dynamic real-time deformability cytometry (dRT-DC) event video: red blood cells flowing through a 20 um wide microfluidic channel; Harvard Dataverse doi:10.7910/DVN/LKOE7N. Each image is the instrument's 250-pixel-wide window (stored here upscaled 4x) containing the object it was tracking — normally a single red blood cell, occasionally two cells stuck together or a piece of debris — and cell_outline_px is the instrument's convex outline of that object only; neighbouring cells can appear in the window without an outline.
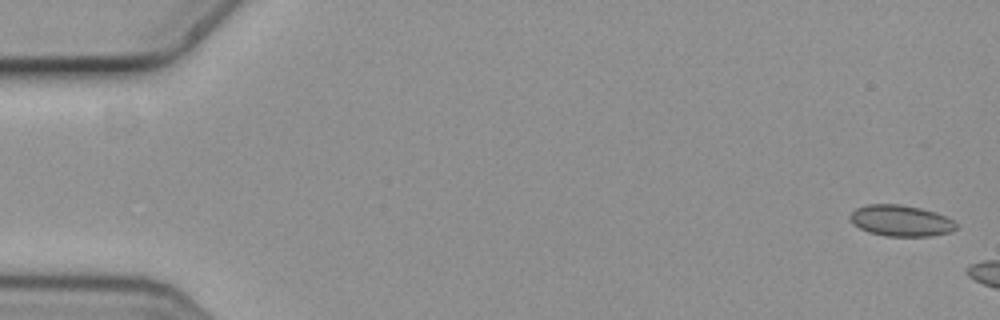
{"species": "common noctule bat (a hibernating species)", "species_latin": "Nyctalus noctula", "temperature_condition": "cold", "stored_images_in_passage": 5, "camera_frame_rate_fps": 3000, "um_per_image_px": 0.085, "animal": {"sex": "female", "body_mass_g": 19.3, "forearm_length_mm": 54.1}, "frame": {"image": 1, "passage_image": 1, "time_ms": 0.0, "image_size_px": [1000, 320], "cell_outline_px": [[956, 228], [952, 232], [932, 236], [884, 236], [868, 232], [852, 224], [848, 216], [856, 208], [868, 204], [900, 204], [920, 208], [936, 212], [952, 220], [956, 224]], "centroid_in_image_um": [76.54, 18.76], "position_along_channel_um": 8.5, "area_um2": 19.36}}